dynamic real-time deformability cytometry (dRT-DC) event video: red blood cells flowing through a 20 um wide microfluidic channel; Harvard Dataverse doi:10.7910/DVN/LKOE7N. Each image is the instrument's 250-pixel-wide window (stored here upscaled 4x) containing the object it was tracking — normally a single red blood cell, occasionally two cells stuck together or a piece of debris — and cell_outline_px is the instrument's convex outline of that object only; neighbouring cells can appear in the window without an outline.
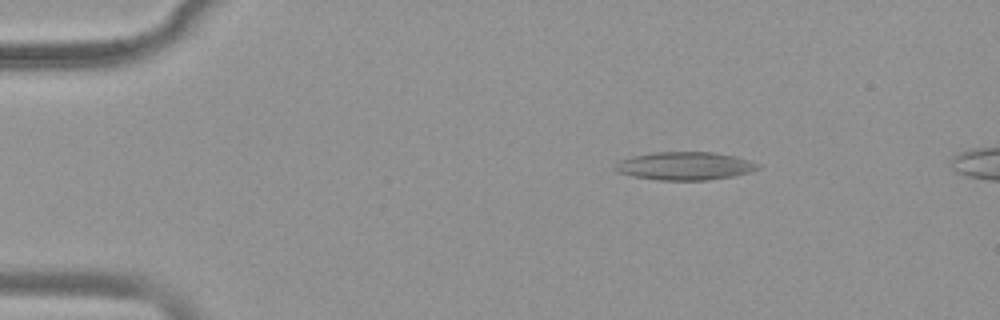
{"species": "common noctule bat (a hibernating species)", "species_latin": "Nyctalus noctula", "temperature_condition": "warm", "stored_images_in_passage": 52, "segment_of_instrument_passage": [1, 2], "camera_frame_rate_fps": 3000, "um_per_image_px": 0.085, "animal": {"sex": "female", "body_mass_g": 19.9}, "frame": {"image": 1, "passage_image": 6, "time_ms": 1.667, "image_size_px": [1000, 320], "cell_outline_px": [[764, 164], [760, 168], [752, 172], [736, 176], [708, 180], [656, 180], [632, 176], [616, 172], [612, 168], [620, 160], [632, 156], [656, 152], [712, 152], [736, 156]], "centroid_in_image_um": [58.27, 14.11], "position_along_channel_um": 26.7, "area_um2": 23.81}}
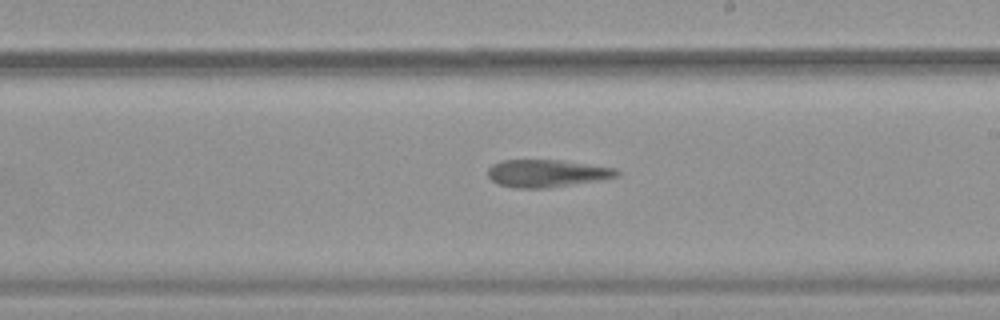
{"frame": {"image": 2, "passage_image": 29, "time_ms": 9.333, "image_size_px": [1000, 320], "cell_outline_px": [[620, 176], [600, 180], [548, 188], [512, 188], [496, 184], [488, 176], [488, 168], [492, 164], [500, 160], [560, 160], [616, 168], [620, 172]], "centroid_in_image_um": [46.46, 14.74], "position_along_channel_um": 242.5, "area_um2": 20.87}}
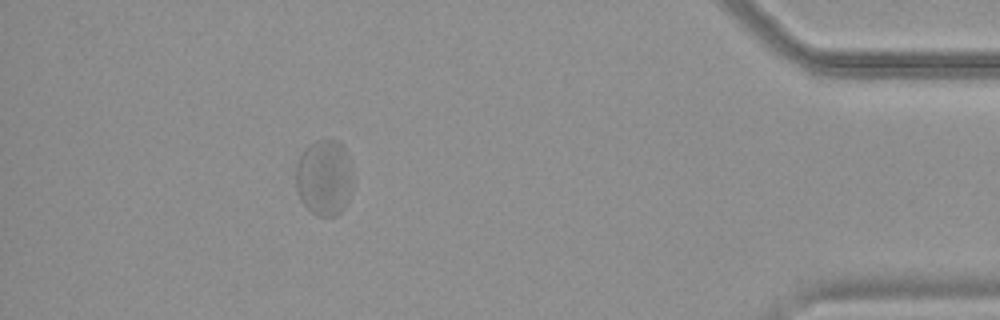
{"frame": {"image": 3, "passage_image": 46, "time_ms": 15.0, "image_size_px": [1000, 320], "cell_outline_px": [[352, 188], [348, 200], [344, 208], [336, 216], [316, 216], [300, 200], [296, 188], [296, 164], [304, 148], [316, 140], [336, 140], [344, 148], [348, 156], [352, 168]], "centroid_in_image_um": [27.56, 15.1], "position_along_channel_um": 407.6, "area_um2": 25.49}}